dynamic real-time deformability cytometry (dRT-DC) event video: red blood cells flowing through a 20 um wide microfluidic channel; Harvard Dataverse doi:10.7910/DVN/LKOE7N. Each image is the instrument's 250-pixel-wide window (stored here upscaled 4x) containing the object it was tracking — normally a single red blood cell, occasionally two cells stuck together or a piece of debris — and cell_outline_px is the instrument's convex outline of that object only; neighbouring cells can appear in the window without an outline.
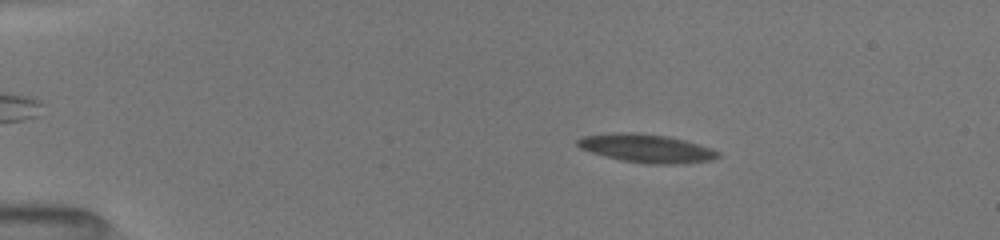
{"species": "common noctule bat (a hibernating species)", "species_latin": "Nyctalus noctula", "temperature_condition": "room temperature", "stored_images_in_passage": 13, "camera_frame_rate_fps": 3000, "um_per_image_px": 0.085, "animal": {"sex": "female", "body_mass_g": 19.5, "forearm_length_mm": 54.1}, "frame": {"image": 1, "passage_image": 5, "time_ms": 2.667, "image_size_px": [1000, 240], "cell_outline_px": [[720, 156], [712, 160], [676, 164], [648, 164], [620, 160], [592, 152], [580, 148], [576, 144], [576, 140], [580, 136], [616, 132], [632, 132], [664, 136], [684, 140], [712, 148], [720, 152]], "centroid_in_image_um": [54.93, 12.61], "position_along_channel_um": 30.1, "area_um2": 23.18}}
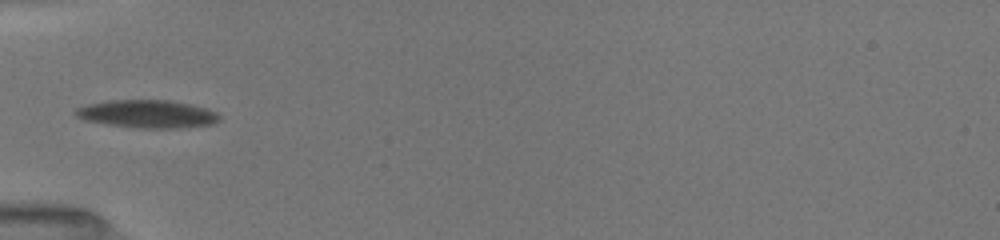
{"frame": {"image": 2, "passage_image": 10, "time_ms": 5.667, "image_size_px": [1000, 240], "cell_outline_px": [[220, 120], [212, 124], [188, 128], [136, 128], [108, 124], [84, 120], [76, 116], [72, 112], [76, 108], [88, 104], [108, 100], [168, 100], [188, 104], [204, 108], [216, 112], [220, 116]], "centroid_in_image_um": [12.51, 9.69], "position_along_channel_um": 72.5, "area_um2": 23.47}}
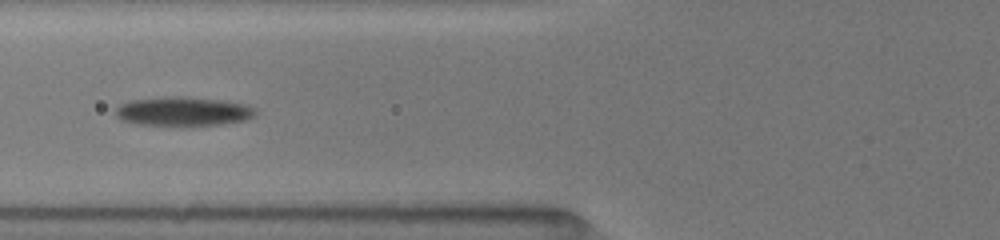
{"frame": {"image": 3, "passage_image": 12, "time_ms": 6.667, "image_size_px": [1000, 240], "cell_outline_px": [[256, 112], [248, 120], [224, 124], [180, 128], [136, 124], [120, 120], [116, 116], [116, 108], [120, 104], [128, 100], [228, 100], [248, 104], [256, 108]], "centroid_in_image_um": [15.62, 9.57], "position_along_channel_um": 110.2, "area_um2": 23.41}}